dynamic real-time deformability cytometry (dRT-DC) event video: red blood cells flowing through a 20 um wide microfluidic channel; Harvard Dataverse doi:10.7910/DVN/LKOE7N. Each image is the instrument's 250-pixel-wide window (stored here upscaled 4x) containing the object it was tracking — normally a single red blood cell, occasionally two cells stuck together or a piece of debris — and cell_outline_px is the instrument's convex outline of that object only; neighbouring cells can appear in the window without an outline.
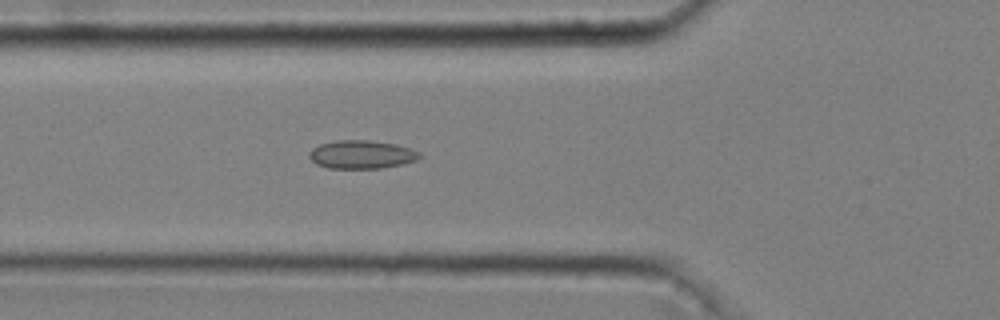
{"species": "common noctule bat (a hibernating species)", "species_latin": "Nyctalus noctula", "temperature_condition": "cold", "stored_images_in_passage": 49, "camera_frame_rate_fps": 3000, "um_per_image_px": 0.085, "animal": {"sex": "male", "body_mass_g": 20.4}, "frame": {"image": 1, "passage_image": 16, "time_ms": 5.0, "image_size_px": [1000, 320], "cell_outline_px": [[420, 156], [416, 160], [400, 164], [380, 168], [328, 168], [316, 164], [308, 156], [308, 152], [312, 148], [320, 144], [336, 140], [368, 140], [396, 144], [420, 152]], "centroid_in_image_um": [30.68, 13.12], "position_along_channel_um": 95.1, "area_um2": 18.09}}
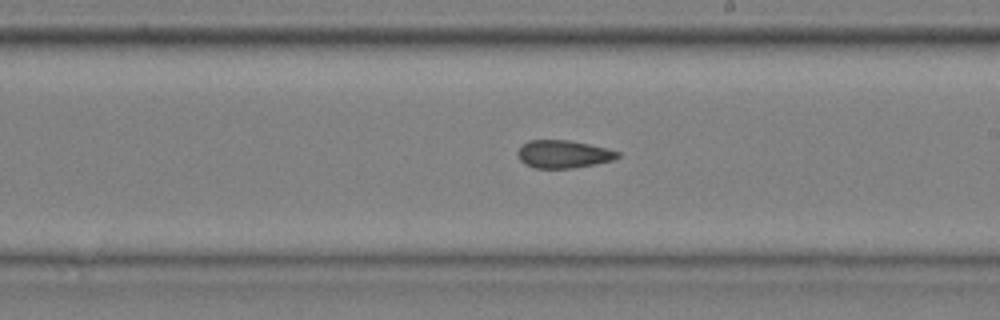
{"frame": {"image": 2, "passage_image": 28, "time_ms": 9.0, "image_size_px": [1000, 320], "cell_outline_px": [[620, 156], [612, 160], [596, 164], [572, 168], [536, 168], [524, 164], [520, 160], [516, 152], [528, 140], [568, 140], [608, 148], [620, 152]], "centroid_in_image_um": [47.89, 13.1], "position_along_channel_um": 241.1, "area_um2": 16.18}}
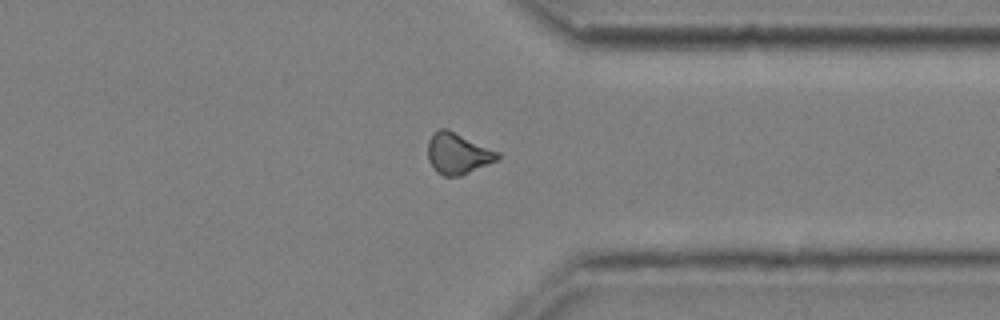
{"frame": {"image": 3, "passage_image": 39, "time_ms": 12.667, "image_size_px": [1000, 320], "cell_outline_px": [[500, 156], [496, 160], [460, 176], [444, 176], [436, 172], [428, 160], [428, 140], [440, 128], [448, 128], [500, 152]], "centroid_in_image_um": [38.9, 13.04], "position_along_channel_um": 372.5, "area_um2": 16.65}, "authors_computed_cell_mechanics": {"area_um2": 16.6464, "velocity_mm_per_s": 3.6454, "shape_relaxation_time_tau1_ms": null, "shape_relaxation_time_tau2_ms": 2.8771, "deformation_change_tau1": null, "deformation_change_tau2": 0.0842}}